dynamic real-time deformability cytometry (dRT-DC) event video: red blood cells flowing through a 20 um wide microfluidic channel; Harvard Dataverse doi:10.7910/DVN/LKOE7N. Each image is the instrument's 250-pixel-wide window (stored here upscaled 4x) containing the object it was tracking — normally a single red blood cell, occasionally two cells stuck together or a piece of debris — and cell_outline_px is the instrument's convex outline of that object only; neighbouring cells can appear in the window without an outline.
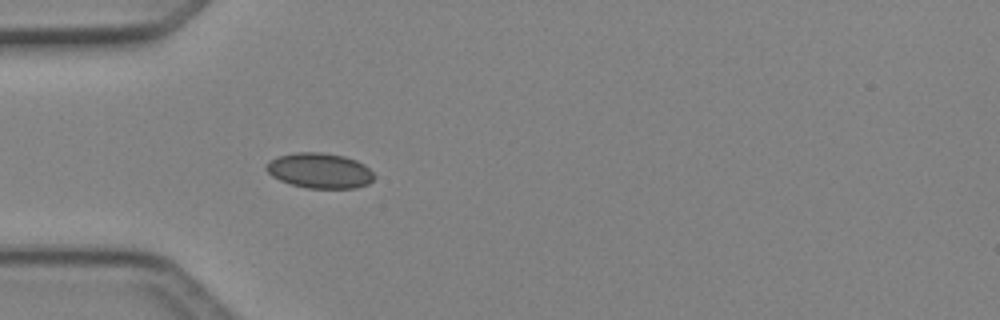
{"species": "Egyptian fruit bat (a non-hibernating species)", "species_latin": "Rousettus aegyptiacus", "temperature_condition": "cold", "stored_images_in_passage": 34, "camera_frame_rate_fps": 3000, "um_per_image_px": 0.085, "animal": {"sex": "female"}, "frame": {"image": 1, "passage_image": 1, "time_ms": 0.0, "image_size_px": [1000, 320], "cell_outline_px": [[376, 176], [368, 184], [356, 188], [308, 188], [292, 184], [280, 180], [272, 176], [264, 168], [268, 160], [276, 156], [296, 152], [320, 152], [344, 156], [356, 160], [364, 164]], "centroid_in_image_um": [27.15, 14.49], "position_along_channel_um": 57.8, "area_um2": 22.25}}
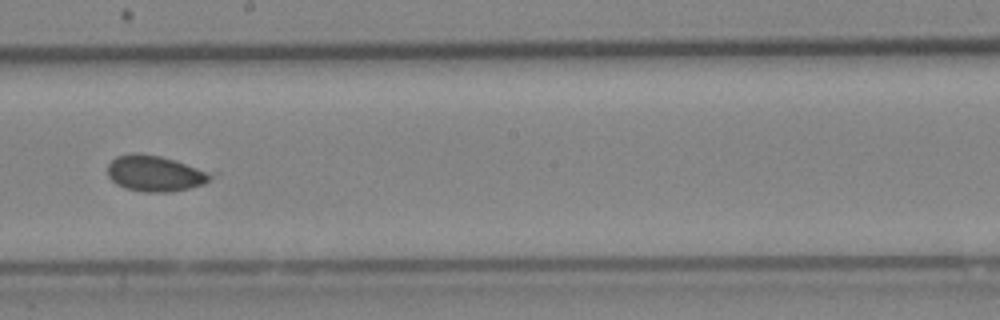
{"frame": {"image": 2, "passage_image": 14, "time_ms": 4.333, "image_size_px": [1000, 320], "cell_outline_px": [[220, 172], [204, 184], [172, 192], [144, 192], [124, 188], [116, 184], [108, 176], [108, 164], [116, 156], [132, 152], [136, 152], [160, 156]], "centroid_in_image_um": [13.26, 14.73], "position_along_channel_um": 234.9, "area_um2": 22.25}}
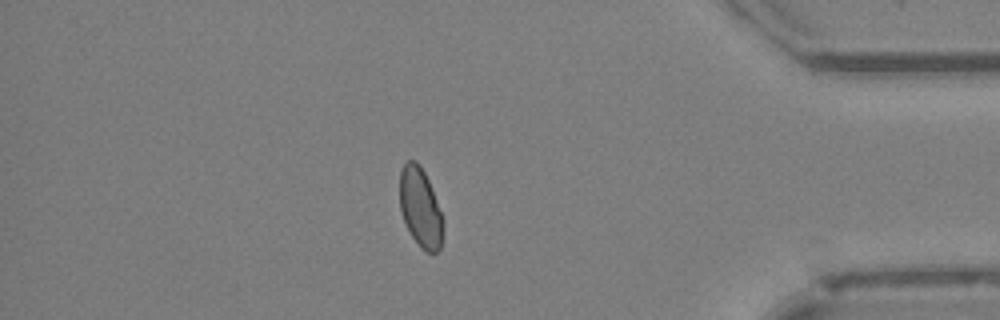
{"frame": {"image": 3, "passage_image": 28, "time_ms": 9.0, "image_size_px": [1000, 320], "cell_outline_px": [[444, 232], [440, 248], [436, 252], [428, 252], [420, 248], [412, 236], [404, 220], [400, 208], [400, 168], [408, 160], [416, 160], [420, 164], [428, 180], [440, 212], [444, 224]], "centroid_in_image_um": [35.73, 17.64], "position_along_channel_um": 399.5, "area_um2": 19.88}}